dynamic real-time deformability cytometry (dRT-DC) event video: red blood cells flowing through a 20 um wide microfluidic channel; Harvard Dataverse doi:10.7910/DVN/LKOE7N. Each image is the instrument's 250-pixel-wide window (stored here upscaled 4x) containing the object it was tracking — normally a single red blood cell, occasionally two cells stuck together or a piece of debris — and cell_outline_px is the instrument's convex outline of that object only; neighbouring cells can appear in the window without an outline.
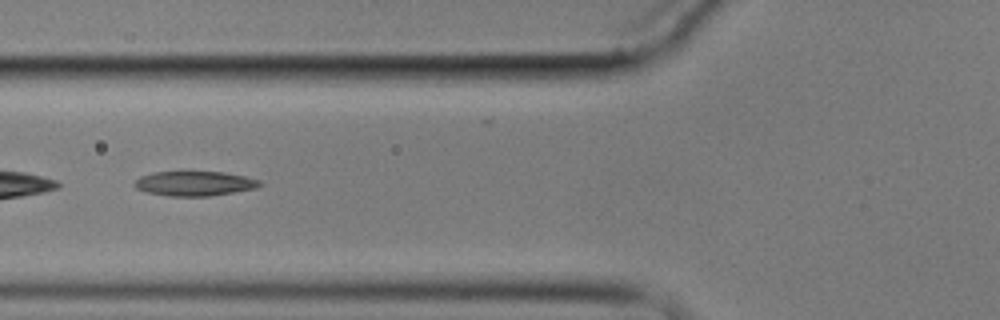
{"species": "common noctule bat (a hibernating species)", "species_latin": "Nyctalus noctula", "temperature_condition": "cold", "stored_images_in_passage": 6, "camera_frame_rate_fps": 3000, "um_per_image_px": 0.085, "animal": {"sex": "male", "body_mass_g": 17.9}, "frame": {"image": 1, "passage_image": 6, "time_ms": 6.333, "image_size_px": [1000, 320], "cell_outline_px": [[264, 184], [256, 188], [208, 196], [168, 196], [148, 192], [136, 188], [132, 184], [140, 176], [152, 172], [224, 172], [244, 176], [260, 180]], "centroid_in_image_um": [16.53, 15.59], "position_along_channel_um": 109.3, "area_um2": 17.92}}